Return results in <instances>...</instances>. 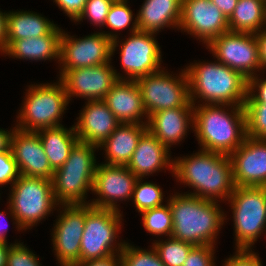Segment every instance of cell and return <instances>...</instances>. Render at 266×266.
Masks as SVG:
<instances>
[{"mask_svg":"<svg viewBox=\"0 0 266 266\" xmlns=\"http://www.w3.org/2000/svg\"><path fill=\"white\" fill-rule=\"evenodd\" d=\"M112 40L105 33L75 38L63 30L60 38L59 79L68 71L111 63Z\"/></svg>","mask_w":266,"mask_h":266,"instance_id":"obj_13","label":"cell"},{"mask_svg":"<svg viewBox=\"0 0 266 266\" xmlns=\"http://www.w3.org/2000/svg\"><path fill=\"white\" fill-rule=\"evenodd\" d=\"M114 1L115 0H87L83 12L74 23L88 19L87 21H90L91 24L99 27L104 26L108 12Z\"/></svg>","mask_w":266,"mask_h":266,"instance_id":"obj_36","label":"cell"},{"mask_svg":"<svg viewBox=\"0 0 266 266\" xmlns=\"http://www.w3.org/2000/svg\"><path fill=\"white\" fill-rule=\"evenodd\" d=\"M58 24L33 11L7 12L6 48L16 40L48 35Z\"/></svg>","mask_w":266,"mask_h":266,"instance_id":"obj_27","label":"cell"},{"mask_svg":"<svg viewBox=\"0 0 266 266\" xmlns=\"http://www.w3.org/2000/svg\"><path fill=\"white\" fill-rule=\"evenodd\" d=\"M110 64L68 70L60 80L64 83L69 103L71 97L103 100L118 79L124 80L125 77Z\"/></svg>","mask_w":266,"mask_h":266,"instance_id":"obj_16","label":"cell"},{"mask_svg":"<svg viewBox=\"0 0 266 266\" xmlns=\"http://www.w3.org/2000/svg\"><path fill=\"white\" fill-rule=\"evenodd\" d=\"M246 136L266 139V103H244Z\"/></svg>","mask_w":266,"mask_h":266,"instance_id":"obj_35","label":"cell"},{"mask_svg":"<svg viewBox=\"0 0 266 266\" xmlns=\"http://www.w3.org/2000/svg\"><path fill=\"white\" fill-rule=\"evenodd\" d=\"M122 213L86 204V221L80 245V262L120 254L125 240L116 239L121 232ZM120 231V232H119Z\"/></svg>","mask_w":266,"mask_h":266,"instance_id":"obj_8","label":"cell"},{"mask_svg":"<svg viewBox=\"0 0 266 266\" xmlns=\"http://www.w3.org/2000/svg\"><path fill=\"white\" fill-rule=\"evenodd\" d=\"M228 25L231 32L257 34L266 28V0H238Z\"/></svg>","mask_w":266,"mask_h":266,"instance_id":"obj_29","label":"cell"},{"mask_svg":"<svg viewBox=\"0 0 266 266\" xmlns=\"http://www.w3.org/2000/svg\"><path fill=\"white\" fill-rule=\"evenodd\" d=\"M152 246L165 266H183L188 253L194 247L193 244L174 237H167L164 241L159 238Z\"/></svg>","mask_w":266,"mask_h":266,"instance_id":"obj_32","label":"cell"},{"mask_svg":"<svg viewBox=\"0 0 266 266\" xmlns=\"http://www.w3.org/2000/svg\"><path fill=\"white\" fill-rule=\"evenodd\" d=\"M19 176V169L11 150L9 149L8 151L0 153V186L2 187V185L8 184L12 186Z\"/></svg>","mask_w":266,"mask_h":266,"instance_id":"obj_39","label":"cell"},{"mask_svg":"<svg viewBox=\"0 0 266 266\" xmlns=\"http://www.w3.org/2000/svg\"><path fill=\"white\" fill-rule=\"evenodd\" d=\"M211 1L222 11V13L225 15L227 19L232 15L238 3V0H211Z\"/></svg>","mask_w":266,"mask_h":266,"instance_id":"obj_45","label":"cell"},{"mask_svg":"<svg viewBox=\"0 0 266 266\" xmlns=\"http://www.w3.org/2000/svg\"><path fill=\"white\" fill-rule=\"evenodd\" d=\"M150 248L143 250L126 241L120 253L122 266H165L153 246Z\"/></svg>","mask_w":266,"mask_h":266,"instance_id":"obj_34","label":"cell"},{"mask_svg":"<svg viewBox=\"0 0 266 266\" xmlns=\"http://www.w3.org/2000/svg\"><path fill=\"white\" fill-rule=\"evenodd\" d=\"M255 38L258 43V53L261 70L266 69V28L260 30L255 34Z\"/></svg>","mask_w":266,"mask_h":266,"instance_id":"obj_44","label":"cell"},{"mask_svg":"<svg viewBox=\"0 0 266 266\" xmlns=\"http://www.w3.org/2000/svg\"><path fill=\"white\" fill-rule=\"evenodd\" d=\"M138 177L127 166L97 163L92 193L96 199L90 205L100 209H119V201L131 200Z\"/></svg>","mask_w":266,"mask_h":266,"instance_id":"obj_15","label":"cell"},{"mask_svg":"<svg viewBox=\"0 0 266 266\" xmlns=\"http://www.w3.org/2000/svg\"><path fill=\"white\" fill-rule=\"evenodd\" d=\"M185 70L189 81L190 101L193 105H199L202 100V104L244 106L248 79L240 72L217 60L209 63H191Z\"/></svg>","mask_w":266,"mask_h":266,"instance_id":"obj_4","label":"cell"},{"mask_svg":"<svg viewBox=\"0 0 266 266\" xmlns=\"http://www.w3.org/2000/svg\"><path fill=\"white\" fill-rule=\"evenodd\" d=\"M128 3V0H115L110 7L103 27H109L110 29L114 30V33L112 31L108 33L103 31L102 33H105L106 36L109 37L112 41L116 38H119L117 31L120 32V30L128 28L131 22L132 25L130 27L131 29L129 30V33L139 31L137 16H135V18L133 17L134 13L130 9Z\"/></svg>","mask_w":266,"mask_h":266,"instance_id":"obj_30","label":"cell"},{"mask_svg":"<svg viewBox=\"0 0 266 266\" xmlns=\"http://www.w3.org/2000/svg\"><path fill=\"white\" fill-rule=\"evenodd\" d=\"M193 125L200 149L223 155L230 156L247 137L244 106L196 104Z\"/></svg>","mask_w":266,"mask_h":266,"instance_id":"obj_2","label":"cell"},{"mask_svg":"<svg viewBox=\"0 0 266 266\" xmlns=\"http://www.w3.org/2000/svg\"><path fill=\"white\" fill-rule=\"evenodd\" d=\"M87 0H53L71 21H75L83 12Z\"/></svg>","mask_w":266,"mask_h":266,"instance_id":"obj_42","label":"cell"},{"mask_svg":"<svg viewBox=\"0 0 266 266\" xmlns=\"http://www.w3.org/2000/svg\"><path fill=\"white\" fill-rule=\"evenodd\" d=\"M215 246H194L187 255L183 266H215Z\"/></svg>","mask_w":266,"mask_h":266,"instance_id":"obj_38","label":"cell"},{"mask_svg":"<svg viewBox=\"0 0 266 266\" xmlns=\"http://www.w3.org/2000/svg\"><path fill=\"white\" fill-rule=\"evenodd\" d=\"M233 254L224 261L222 266H263L259 254L252 249H236Z\"/></svg>","mask_w":266,"mask_h":266,"instance_id":"obj_40","label":"cell"},{"mask_svg":"<svg viewBox=\"0 0 266 266\" xmlns=\"http://www.w3.org/2000/svg\"><path fill=\"white\" fill-rule=\"evenodd\" d=\"M58 207L60 215L56 219L51 235L53 251L60 266H74L80 262L86 204L58 205Z\"/></svg>","mask_w":266,"mask_h":266,"instance_id":"obj_14","label":"cell"},{"mask_svg":"<svg viewBox=\"0 0 266 266\" xmlns=\"http://www.w3.org/2000/svg\"><path fill=\"white\" fill-rule=\"evenodd\" d=\"M227 201L233 214L236 249H253L266 231V187L236 186Z\"/></svg>","mask_w":266,"mask_h":266,"instance_id":"obj_9","label":"cell"},{"mask_svg":"<svg viewBox=\"0 0 266 266\" xmlns=\"http://www.w3.org/2000/svg\"><path fill=\"white\" fill-rule=\"evenodd\" d=\"M36 133L41 139L45 154L54 171L66 162L72 148L79 141L74 125L70 128L63 125L45 128Z\"/></svg>","mask_w":266,"mask_h":266,"instance_id":"obj_28","label":"cell"},{"mask_svg":"<svg viewBox=\"0 0 266 266\" xmlns=\"http://www.w3.org/2000/svg\"><path fill=\"white\" fill-rule=\"evenodd\" d=\"M174 159V178L194 189L185 194L220 202L218 199L227 201L233 193L236 186L230 156L200 149Z\"/></svg>","mask_w":266,"mask_h":266,"instance_id":"obj_1","label":"cell"},{"mask_svg":"<svg viewBox=\"0 0 266 266\" xmlns=\"http://www.w3.org/2000/svg\"><path fill=\"white\" fill-rule=\"evenodd\" d=\"M182 0H144L138 11L139 31L159 33L165 27L179 29Z\"/></svg>","mask_w":266,"mask_h":266,"instance_id":"obj_25","label":"cell"},{"mask_svg":"<svg viewBox=\"0 0 266 266\" xmlns=\"http://www.w3.org/2000/svg\"><path fill=\"white\" fill-rule=\"evenodd\" d=\"M74 123L79 141L95 146L102 144L121 124L103 100L86 101Z\"/></svg>","mask_w":266,"mask_h":266,"instance_id":"obj_20","label":"cell"},{"mask_svg":"<svg viewBox=\"0 0 266 266\" xmlns=\"http://www.w3.org/2000/svg\"><path fill=\"white\" fill-rule=\"evenodd\" d=\"M167 204L154 207L152 209L141 212L142 225L145 231L152 235L171 237L173 231V219L169 202Z\"/></svg>","mask_w":266,"mask_h":266,"instance_id":"obj_31","label":"cell"},{"mask_svg":"<svg viewBox=\"0 0 266 266\" xmlns=\"http://www.w3.org/2000/svg\"><path fill=\"white\" fill-rule=\"evenodd\" d=\"M259 75L248 79L245 103H266V79H261Z\"/></svg>","mask_w":266,"mask_h":266,"instance_id":"obj_41","label":"cell"},{"mask_svg":"<svg viewBox=\"0 0 266 266\" xmlns=\"http://www.w3.org/2000/svg\"><path fill=\"white\" fill-rule=\"evenodd\" d=\"M103 101L121 123L147 124L148 115L135 80L118 79Z\"/></svg>","mask_w":266,"mask_h":266,"instance_id":"obj_22","label":"cell"},{"mask_svg":"<svg viewBox=\"0 0 266 266\" xmlns=\"http://www.w3.org/2000/svg\"><path fill=\"white\" fill-rule=\"evenodd\" d=\"M179 30L207 45L229 31L228 19L211 0H182Z\"/></svg>","mask_w":266,"mask_h":266,"instance_id":"obj_17","label":"cell"},{"mask_svg":"<svg viewBox=\"0 0 266 266\" xmlns=\"http://www.w3.org/2000/svg\"><path fill=\"white\" fill-rule=\"evenodd\" d=\"M5 213H6L5 211L0 212V221H5V219L7 221ZM2 218H4V220ZM7 225H8L7 223H5L4 225H2V223L0 224V241L7 242V240H6V238H7L6 233L8 231V227L6 228Z\"/></svg>","mask_w":266,"mask_h":266,"instance_id":"obj_49","label":"cell"},{"mask_svg":"<svg viewBox=\"0 0 266 266\" xmlns=\"http://www.w3.org/2000/svg\"><path fill=\"white\" fill-rule=\"evenodd\" d=\"M173 165L170 150L147 130L141 136L127 168L138 178L169 168L173 177Z\"/></svg>","mask_w":266,"mask_h":266,"instance_id":"obj_23","label":"cell"},{"mask_svg":"<svg viewBox=\"0 0 266 266\" xmlns=\"http://www.w3.org/2000/svg\"><path fill=\"white\" fill-rule=\"evenodd\" d=\"M9 189L7 209L18 231L32 229L59 205L54 198L51 179L20 175Z\"/></svg>","mask_w":266,"mask_h":266,"instance_id":"obj_6","label":"cell"},{"mask_svg":"<svg viewBox=\"0 0 266 266\" xmlns=\"http://www.w3.org/2000/svg\"><path fill=\"white\" fill-rule=\"evenodd\" d=\"M8 242L0 241V266H6L7 263V253L11 247Z\"/></svg>","mask_w":266,"mask_h":266,"instance_id":"obj_48","label":"cell"},{"mask_svg":"<svg viewBox=\"0 0 266 266\" xmlns=\"http://www.w3.org/2000/svg\"><path fill=\"white\" fill-rule=\"evenodd\" d=\"M147 131V124L121 123L111 135L98 146L104 150L103 164L127 166L141 136Z\"/></svg>","mask_w":266,"mask_h":266,"instance_id":"obj_24","label":"cell"},{"mask_svg":"<svg viewBox=\"0 0 266 266\" xmlns=\"http://www.w3.org/2000/svg\"><path fill=\"white\" fill-rule=\"evenodd\" d=\"M176 76L164 68L136 80L148 117L176 107H194L190 101L189 81L185 68Z\"/></svg>","mask_w":266,"mask_h":266,"instance_id":"obj_10","label":"cell"},{"mask_svg":"<svg viewBox=\"0 0 266 266\" xmlns=\"http://www.w3.org/2000/svg\"><path fill=\"white\" fill-rule=\"evenodd\" d=\"M19 110L15 128L37 132L41 129L61 126L63 114L69 104L64 83L31 84ZM19 121V122H18Z\"/></svg>","mask_w":266,"mask_h":266,"instance_id":"obj_7","label":"cell"},{"mask_svg":"<svg viewBox=\"0 0 266 266\" xmlns=\"http://www.w3.org/2000/svg\"><path fill=\"white\" fill-rule=\"evenodd\" d=\"M38 255L26 247L23 242H14L8 253L6 266H41Z\"/></svg>","mask_w":266,"mask_h":266,"instance_id":"obj_37","label":"cell"},{"mask_svg":"<svg viewBox=\"0 0 266 266\" xmlns=\"http://www.w3.org/2000/svg\"><path fill=\"white\" fill-rule=\"evenodd\" d=\"M63 29L56 26L48 35L13 41L2 53L16 59L33 61L58 59Z\"/></svg>","mask_w":266,"mask_h":266,"instance_id":"obj_26","label":"cell"},{"mask_svg":"<svg viewBox=\"0 0 266 266\" xmlns=\"http://www.w3.org/2000/svg\"><path fill=\"white\" fill-rule=\"evenodd\" d=\"M157 34L137 31L129 33L125 41L116 38L112 41L111 57L120 43V62L124 70V80H137L159 71L162 67V52L155 38Z\"/></svg>","mask_w":266,"mask_h":266,"instance_id":"obj_11","label":"cell"},{"mask_svg":"<svg viewBox=\"0 0 266 266\" xmlns=\"http://www.w3.org/2000/svg\"><path fill=\"white\" fill-rule=\"evenodd\" d=\"M237 187H266V139L246 137L230 155Z\"/></svg>","mask_w":266,"mask_h":266,"instance_id":"obj_18","label":"cell"},{"mask_svg":"<svg viewBox=\"0 0 266 266\" xmlns=\"http://www.w3.org/2000/svg\"><path fill=\"white\" fill-rule=\"evenodd\" d=\"M10 150L20 175L52 179L54 170L51 168L41 139L36 132L15 128L11 135Z\"/></svg>","mask_w":266,"mask_h":266,"instance_id":"obj_19","label":"cell"},{"mask_svg":"<svg viewBox=\"0 0 266 266\" xmlns=\"http://www.w3.org/2000/svg\"><path fill=\"white\" fill-rule=\"evenodd\" d=\"M74 266H122V260L120 254H116L102 259L79 262Z\"/></svg>","mask_w":266,"mask_h":266,"instance_id":"obj_43","label":"cell"},{"mask_svg":"<svg viewBox=\"0 0 266 266\" xmlns=\"http://www.w3.org/2000/svg\"><path fill=\"white\" fill-rule=\"evenodd\" d=\"M98 146L78 141L66 162L53 172L54 198L59 205L89 204L87 192L92 191Z\"/></svg>","mask_w":266,"mask_h":266,"instance_id":"obj_5","label":"cell"},{"mask_svg":"<svg viewBox=\"0 0 266 266\" xmlns=\"http://www.w3.org/2000/svg\"><path fill=\"white\" fill-rule=\"evenodd\" d=\"M173 219L171 237L194 246L216 245L226 214L218 202L198 196L175 193L167 200Z\"/></svg>","mask_w":266,"mask_h":266,"instance_id":"obj_3","label":"cell"},{"mask_svg":"<svg viewBox=\"0 0 266 266\" xmlns=\"http://www.w3.org/2000/svg\"><path fill=\"white\" fill-rule=\"evenodd\" d=\"M206 48L214 59L240 72L246 79L261 70L255 34L228 31L212 39Z\"/></svg>","mask_w":266,"mask_h":266,"instance_id":"obj_12","label":"cell"},{"mask_svg":"<svg viewBox=\"0 0 266 266\" xmlns=\"http://www.w3.org/2000/svg\"><path fill=\"white\" fill-rule=\"evenodd\" d=\"M143 181V178L137 179L131 199L139 213L164 205L163 202H165L163 201L165 195L160 186L152 182Z\"/></svg>","mask_w":266,"mask_h":266,"instance_id":"obj_33","label":"cell"},{"mask_svg":"<svg viewBox=\"0 0 266 266\" xmlns=\"http://www.w3.org/2000/svg\"><path fill=\"white\" fill-rule=\"evenodd\" d=\"M192 124V125H191ZM194 107L161 110L148 117L147 130L169 150L179 144L194 127Z\"/></svg>","mask_w":266,"mask_h":266,"instance_id":"obj_21","label":"cell"},{"mask_svg":"<svg viewBox=\"0 0 266 266\" xmlns=\"http://www.w3.org/2000/svg\"><path fill=\"white\" fill-rule=\"evenodd\" d=\"M14 129L15 127L8 131L0 128V153L10 149V140Z\"/></svg>","mask_w":266,"mask_h":266,"instance_id":"obj_47","label":"cell"},{"mask_svg":"<svg viewBox=\"0 0 266 266\" xmlns=\"http://www.w3.org/2000/svg\"><path fill=\"white\" fill-rule=\"evenodd\" d=\"M7 12L0 10V53L6 50Z\"/></svg>","mask_w":266,"mask_h":266,"instance_id":"obj_46","label":"cell"}]
</instances>
